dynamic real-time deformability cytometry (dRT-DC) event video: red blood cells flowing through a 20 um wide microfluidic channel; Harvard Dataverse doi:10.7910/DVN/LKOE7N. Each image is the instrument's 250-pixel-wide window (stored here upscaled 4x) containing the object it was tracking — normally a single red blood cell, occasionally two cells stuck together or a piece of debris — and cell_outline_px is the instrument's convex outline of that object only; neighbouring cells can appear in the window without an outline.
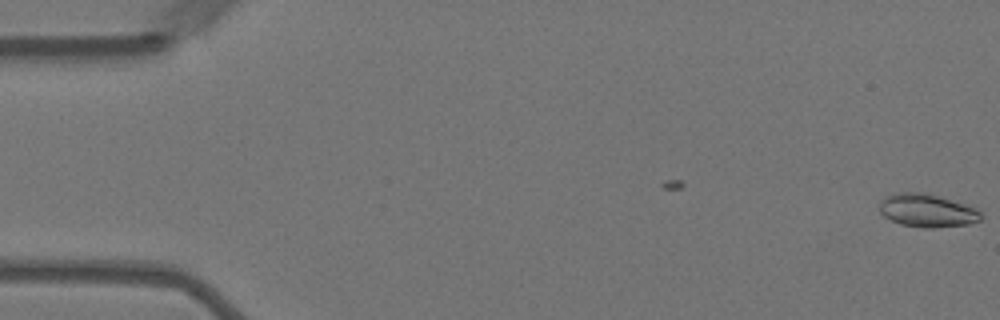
{"species": "Egyptian fruit bat (a non-hibernating species)", "species_latin": "Rousettus aegyptiacus", "temperature_condition": "warm", "stored_images_in_passage": 3, "camera_frame_rate_fps": 3000, "um_per_image_px": 0.085, "animal": {"sex": "female"}, "frame": {"image": 1, "passage_image": 3, "time_ms": 0.667, "image_size_px": [1000, 320], "cell_outline_px": [[980, 220], [968, 224], [932, 228], [924, 228], [900, 224], [884, 216], [880, 212], [880, 200], [888, 196], [900, 192], [920, 192], [936, 196], [976, 208], [980, 212]], "centroid_in_image_um": [78.77, 17.91], "position_along_channel_um": 6.2, "area_um2": 19.13}}